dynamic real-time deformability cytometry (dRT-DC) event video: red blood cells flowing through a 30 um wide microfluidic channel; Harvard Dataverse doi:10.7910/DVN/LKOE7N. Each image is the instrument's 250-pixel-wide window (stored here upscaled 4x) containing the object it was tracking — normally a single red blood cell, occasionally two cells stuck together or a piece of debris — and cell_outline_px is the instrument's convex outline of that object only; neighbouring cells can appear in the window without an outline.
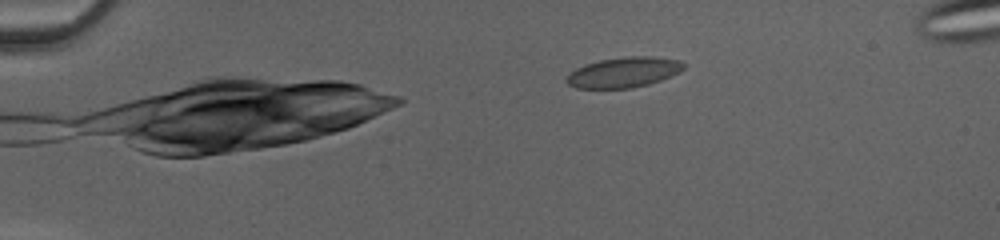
{"species": "common noctule bat (a hibernating species)", "species_latin": "Nyctalus noctula", "temperature_condition": "cold", "stored_images_in_passage": 44, "camera_frame_rate_fps": 3000, "um_per_image_px": 0.085, "animal": {"sex": "female", "body_mass_g": 20.0, "forearm_length_mm": 54.0}, "frame": {"image": 1, "passage_image": 2, "time_ms": 0.333, "image_size_px": [1000, 240], "cell_outline_px": [[684, 68], [680, 72], [660, 80], [648, 84], [632, 88], [576, 88], [568, 84], [564, 80], [576, 68], [584, 64], [600, 60], [628, 56], [652, 56], [680, 60], [684, 64]], "centroid_in_image_um": [53.02, 6.14], "position_along_channel_um": 32.0, "area_um2": 20.63}}
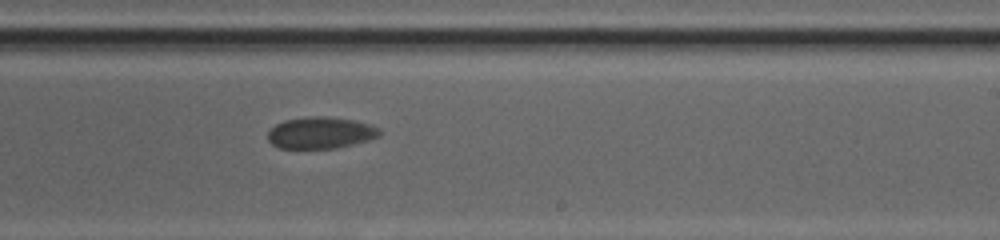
{"frame": {"image": 2, "passage_image": 25, "time_ms": 8.0, "image_size_px": [1000, 240], "cell_outline_px": [[380, 136], [368, 140], [336, 148], [280, 148], [272, 144], [268, 140], [268, 132], [276, 124], [284, 120], [308, 116], [328, 116], [352, 120], [368, 124], [380, 128]], "centroid_in_image_um": [27.24, 11.28], "position_along_channel_um": 261.8, "area_um2": 20.52}}
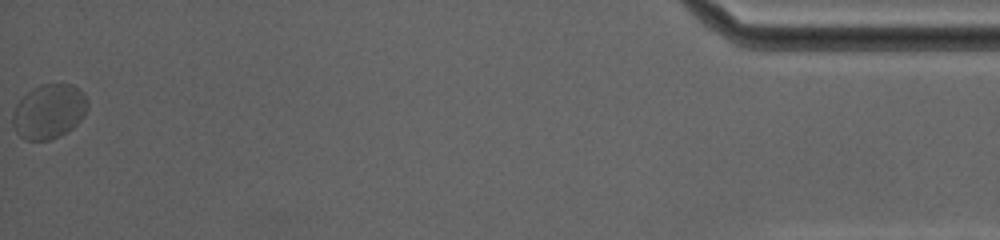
{"frame": {"image": 3, "passage_image": 44, "time_ms": 14.333, "image_size_px": [1000, 240], "cell_outline_px": [[88, 108], [84, 116], [72, 128], [60, 136], [48, 140], [24, 140], [16, 132], [12, 124], [12, 112], [16, 104], [32, 88], [40, 84], [72, 84], [88, 100]], "centroid_in_image_um": [4.14, 9.48], "position_along_channel_um": 431.1, "area_um2": 23.81}, "authors_computed_cell_mechanics": {"area_um2": 20.9236, "velocity_mm_per_s": 4.0403, "shape_relaxation_time_tau1_ms": 2.2453, "shape_relaxation_time_tau2_ms": null, "deformation_change_tau1": 0.0409, "deformation_change_tau2": null}}